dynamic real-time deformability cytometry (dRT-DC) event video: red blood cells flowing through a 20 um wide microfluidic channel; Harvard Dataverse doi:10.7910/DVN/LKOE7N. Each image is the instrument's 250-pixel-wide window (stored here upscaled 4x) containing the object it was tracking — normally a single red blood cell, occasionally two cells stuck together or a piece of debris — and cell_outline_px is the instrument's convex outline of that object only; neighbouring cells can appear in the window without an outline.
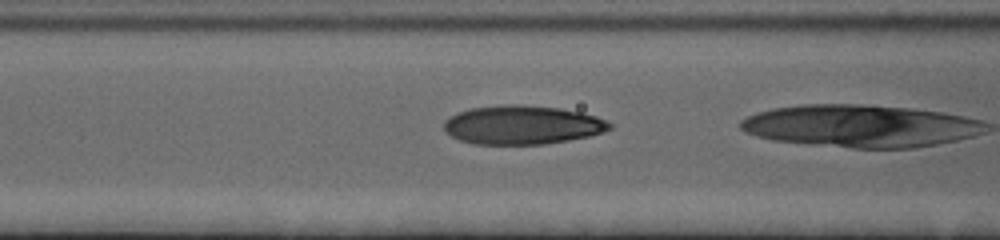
{"species": "human", "species_latin": "Homo sapiens", "temperature_condition": "cold", "stored_images_in_passage": 22, "camera_frame_rate_fps": 3000, "um_per_image_px": 0.085, "donor": {"sex": "female"}, "frame": {"image": 1, "passage_image": 21, "time_ms": 6.667, "image_size_px": [1000, 240], "cell_outline_px": [[612, 128], [604, 132], [588, 136], [568, 140], [544, 144], [472, 144], [460, 140], [444, 132], [444, 120], [448, 116], [456, 112], [472, 108], [508, 104], [524, 104], [560, 108], [580, 112], [596, 116], [612, 124]], "centroid_in_image_um": [44.36, 10.61], "position_along_channel_um": 122.2, "area_um2": 37.69}}